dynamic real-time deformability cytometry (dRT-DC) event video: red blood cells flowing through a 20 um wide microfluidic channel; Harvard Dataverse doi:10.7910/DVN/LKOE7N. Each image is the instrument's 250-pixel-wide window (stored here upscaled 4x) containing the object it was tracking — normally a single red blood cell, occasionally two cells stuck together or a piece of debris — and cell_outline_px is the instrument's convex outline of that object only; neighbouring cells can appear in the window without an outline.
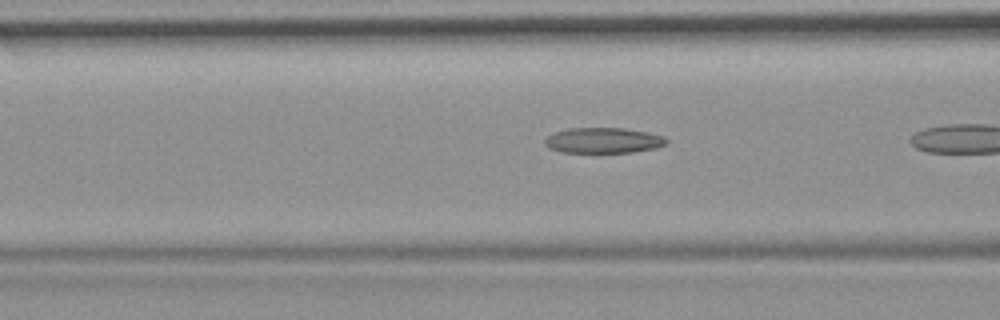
{"species": "common noctule bat (a hibernating species)", "species_latin": "Nyctalus noctula", "temperature_condition": "room temperature", "stored_images_in_passage": 8, "camera_frame_rate_fps": 3000, "um_per_image_px": 0.085, "animal": {"sex": "female", "body_mass_g": 19.9}, "frame": {"image": 1, "passage_image": 6, "time_ms": 1.667, "image_size_px": [1000, 320], "cell_outline_px": [[668, 144], [656, 148], [632, 152], [560, 152], [548, 148], [544, 144], [544, 140], [548, 136], [556, 132], [568, 128], [624, 128], [648, 132], [664, 136], [668, 140]], "centroid_in_image_um": [51.3, 11.93], "position_along_channel_um": 115.3, "area_um2": 18.15}}